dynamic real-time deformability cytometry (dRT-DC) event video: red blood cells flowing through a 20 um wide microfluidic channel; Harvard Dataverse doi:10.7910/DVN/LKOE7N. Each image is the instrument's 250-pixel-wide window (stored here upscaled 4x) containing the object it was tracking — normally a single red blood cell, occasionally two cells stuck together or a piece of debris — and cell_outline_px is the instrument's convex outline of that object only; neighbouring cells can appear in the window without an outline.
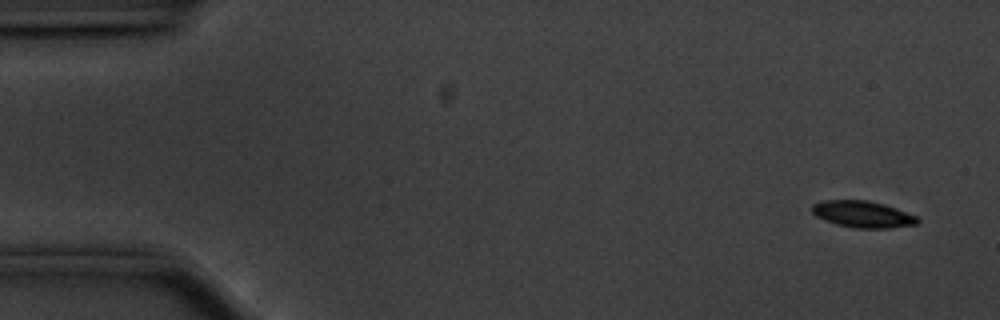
{"species": "common noctule bat (a hibernating species)", "species_latin": "Nyctalus noctula", "temperature_condition": "cold", "stored_images_in_passage": 17, "camera_frame_rate_fps": 3000, "um_per_image_px": 0.085, "animal": {"sex": "male", "body_mass_g": 20.1, "forearm_length_mm": 53.5}, "frame": {"image": 1, "passage_image": 3, "time_ms": 0.667, "image_size_px": [1000, 320], "cell_outline_px": [[920, 220], [916, 224], [888, 228], [856, 228], [836, 224], [824, 220], [816, 216], [812, 212], [812, 204], [824, 200], [868, 200], [884, 204], [896, 208], [916, 216]], "centroid_in_image_um": [73.31, 18.2], "position_along_channel_um": 11.7, "area_um2": 16.3}}